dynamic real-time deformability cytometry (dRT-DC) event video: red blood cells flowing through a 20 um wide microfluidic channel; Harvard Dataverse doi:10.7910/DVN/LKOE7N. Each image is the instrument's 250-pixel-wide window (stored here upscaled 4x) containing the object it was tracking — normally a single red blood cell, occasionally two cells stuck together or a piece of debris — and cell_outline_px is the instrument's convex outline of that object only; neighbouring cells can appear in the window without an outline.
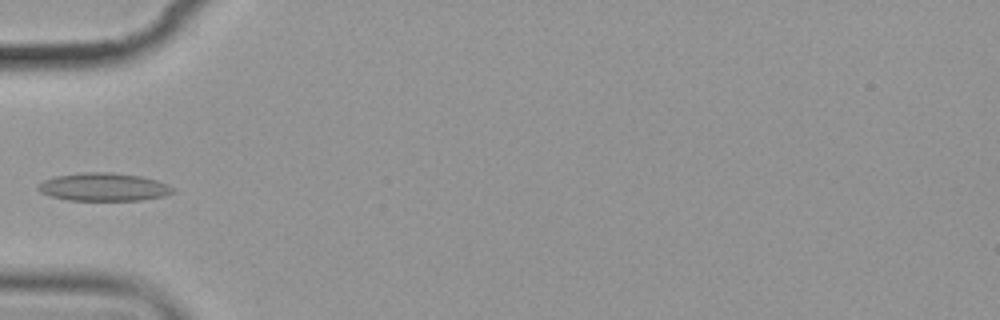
{"species": "common noctule bat (a hibernating species)", "species_latin": "Nyctalus noctula", "temperature_condition": "cold", "stored_images_in_passage": 14, "camera_frame_rate_fps": 3000, "um_per_image_px": 0.085, "animal": {"sex": "female", "body_mass_g": 19.9}, "frame": {"image": 1, "passage_image": 4, "time_ms": 4.333, "image_size_px": [1000, 320], "cell_outline_px": [[176, 192], [164, 196], [140, 200], [68, 200], [52, 196], [40, 192], [36, 188], [36, 184], [44, 180], [56, 176], [80, 172], [112, 172], [140, 176], [156, 180], [168, 184], [176, 188]], "centroid_in_image_um": [8.82, 15.89], "position_along_channel_um": 76.2, "area_um2": 22.2}}
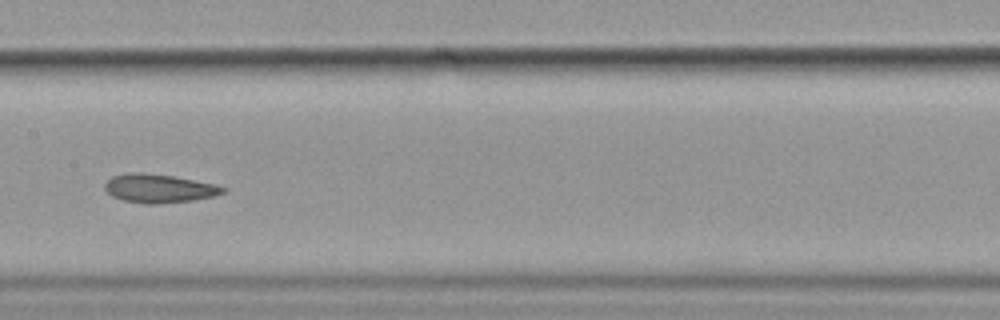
{"frame": {"image": 2, "passage_image": 7, "time_ms": 7.667, "image_size_px": [1000, 320], "cell_outline_px": [[228, 188], [224, 192], [212, 196], [192, 200], [160, 204], [144, 204], [124, 200], [112, 196], [104, 188], [104, 184], [112, 176], [128, 172], [140, 172], [172, 176], [216, 184]], "centroid_in_image_um": [13.5, 16.01], "position_along_channel_um": 193.9, "area_um2": 19.65}}
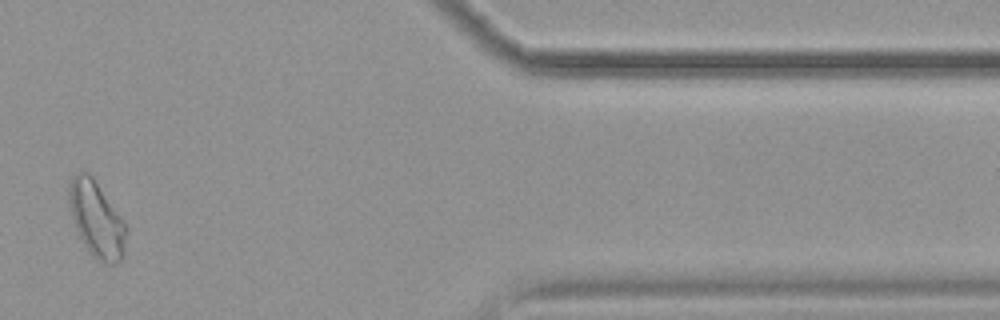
{"frame": {"image": 3, "passage_image": 12, "time_ms": 14.667, "image_size_px": [1000, 320], "cell_outline_px": [[128, 228], [124, 256], [116, 264], [104, 264], [96, 260], [88, 252], [76, 232], [68, 208], [68, 184], [72, 176], [76, 172], [88, 172], [92, 176], [120, 216]], "centroid_in_image_um": [8.18, 18.68], "position_along_channel_um": 403.2, "area_um2": 25.89}, "authors_computed_cell_mechanics": {"area_um2": 21.4438, "velocity_mm_per_s": 3.5325, "shape_relaxation_time_tau1_ms": null, "shape_relaxation_time_tau2_ms": 3.6977, "deformation_change_tau1": null, "deformation_change_tau2": 0.0994}}